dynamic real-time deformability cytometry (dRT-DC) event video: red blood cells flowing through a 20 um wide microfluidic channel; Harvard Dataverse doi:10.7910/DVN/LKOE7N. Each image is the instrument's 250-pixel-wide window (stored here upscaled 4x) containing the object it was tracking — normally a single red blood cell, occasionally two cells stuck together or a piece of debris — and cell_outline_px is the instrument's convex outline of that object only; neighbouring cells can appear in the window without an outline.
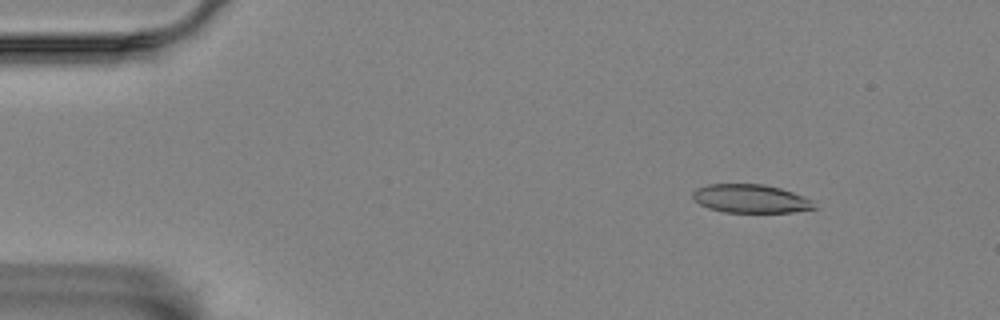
{"species": "Egyptian fruit bat (a non-hibernating species)", "species_latin": "Rousettus aegyptiacus", "temperature_condition": "room temperature", "stored_images_in_passage": 58, "camera_frame_rate_fps": 3000, "um_per_image_px": 0.085, "animal": {"sex": "female"}, "frame": {"image": 1, "passage_image": 7, "time_ms": 2.0, "image_size_px": [1000, 320], "cell_outline_px": [[816, 208], [792, 212], [724, 212], [708, 208], [700, 204], [692, 196], [692, 192], [696, 188], [708, 184], [764, 184], [780, 188], [804, 196], [812, 200]], "centroid_in_image_um": [63.79, 16.88], "position_along_channel_um": 21.2, "area_um2": 20.11}}
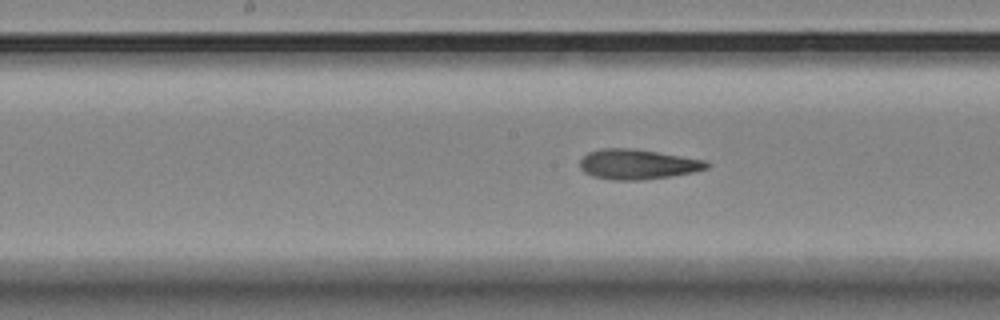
{"frame": {"image": 2, "passage_image": 29, "time_ms": 9.333, "image_size_px": [1000, 320], "cell_outline_px": [[712, 164], [708, 168], [692, 172], [668, 176], [640, 180], [612, 180], [592, 176], [584, 172], [580, 168], [580, 160], [588, 152], [604, 148], [628, 148], [656, 152], [708, 160]], "centroid_in_image_um": [54.2, 13.96], "position_along_channel_um": 194.0, "area_um2": 22.08}}
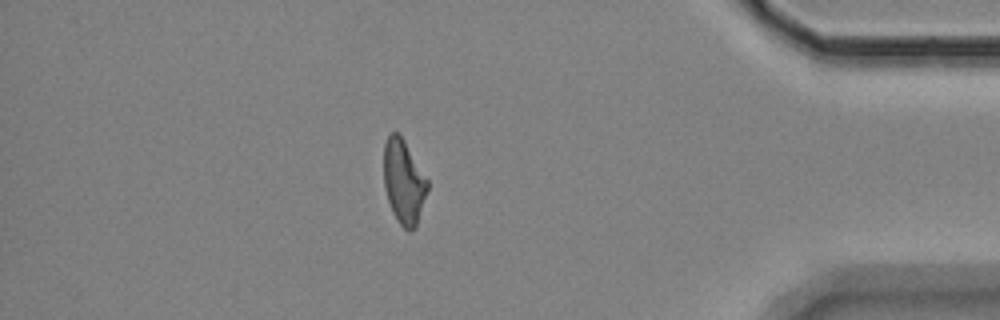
{"frame": {"image": 3, "passage_image": 50, "time_ms": 16.333, "image_size_px": [1000, 320], "cell_outline_px": [[428, 188], [416, 228], [412, 232], [408, 232], [400, 224], [392, 212], [384, 188], [384, 144], [388, 136], [392, 132], [396, 132], [404, 140], [428, 180]], "centroid_in_image_um": [34.31, 15.49], "position_along_channel_um": 400.9, "area_um2": 21.39}, "authors_computed_cell_mechanics": {"area_um2": 21.7039, "velocity_mm_per_s": 3.4779, "shape_relaxation_time_tau1_ms": 10.8724, "shape_relaxation_time_tau2_ms": 3.2825, "deformation_change_tau1": 0.2543, "deformation_change_tau2": 0.127}}